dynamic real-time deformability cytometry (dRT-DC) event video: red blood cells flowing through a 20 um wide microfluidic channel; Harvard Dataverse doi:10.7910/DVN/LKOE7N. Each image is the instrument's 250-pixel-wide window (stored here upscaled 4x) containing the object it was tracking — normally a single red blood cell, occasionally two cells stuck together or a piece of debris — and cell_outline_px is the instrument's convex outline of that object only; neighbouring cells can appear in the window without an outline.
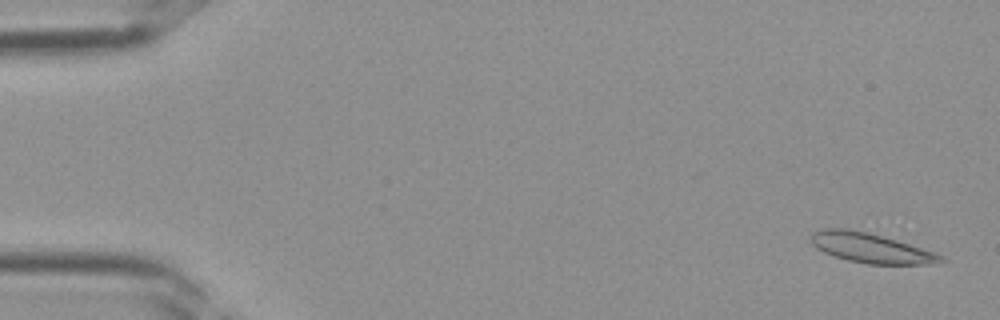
{"species": "Egyptian fruit bat (a non-hibernating species)", "species_latin": "Rousettus aegyptiacus", "temperature_condition": "room temperature", "stored_images_in_passage": 31, "camera_frame_rate_fps": 3000, "um_per_image_px": 0.085, "frame": {"image": 1, "passage_image": 2, "time_ms": 0.333, "image_size_px": [1000, 320], "cell_outline_px": [[948, 260], [928, 264], [868, 264], [848, 260], [832, 256], [816, 248], [808, 240], [808, 236], [812, 232], [824, 228], [848, 228], [868, 232], [896, 240], [936, 252], [944, 256]], "centroid_in_image_um": [73.97, 21.07], "position_along_channel_um": 11.0, "area_um2": 22.77}}
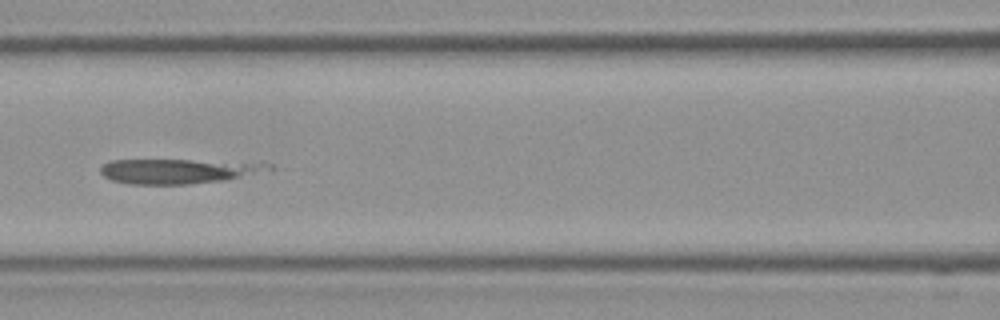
{"frame": {"image": 2, "passage_image": 17, "time_ms": 5.333, "image_size_px": [1000, 320], "cell_outline_px": [[284, 168], [272, 172], [224, 180], [188, 184], [128, 184], [112, 180], [104, 176], [100, 172], [100, 168], [104, 164], [112, 160], [264, 160]], "centroid_in_image_um": [15.55, 14.51], "position_along_channel_um": 151.1, "area_um2": 25.66}}
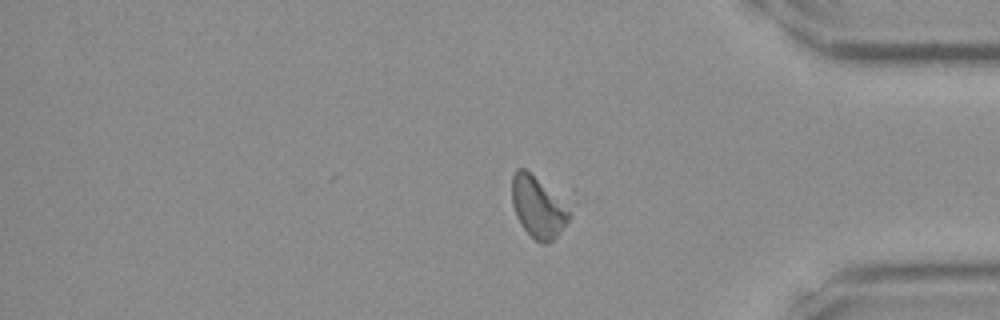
{"frame": {"image": 3, "passage_image": 31, "time_ms": 10.0, "image_size_px": [1000, 320], "cell_outline_px": [[568, 220], [560, 232], [548, 244], [540, 244], [520, 224], [516, 216], [512, 204], [512, 176], [516, 168], [524, 168], [568, 208]], "centroid_in_image_um": [45.66, 17.64], "position_along_channel_um": 389.5, "area_um2": 19.59}}